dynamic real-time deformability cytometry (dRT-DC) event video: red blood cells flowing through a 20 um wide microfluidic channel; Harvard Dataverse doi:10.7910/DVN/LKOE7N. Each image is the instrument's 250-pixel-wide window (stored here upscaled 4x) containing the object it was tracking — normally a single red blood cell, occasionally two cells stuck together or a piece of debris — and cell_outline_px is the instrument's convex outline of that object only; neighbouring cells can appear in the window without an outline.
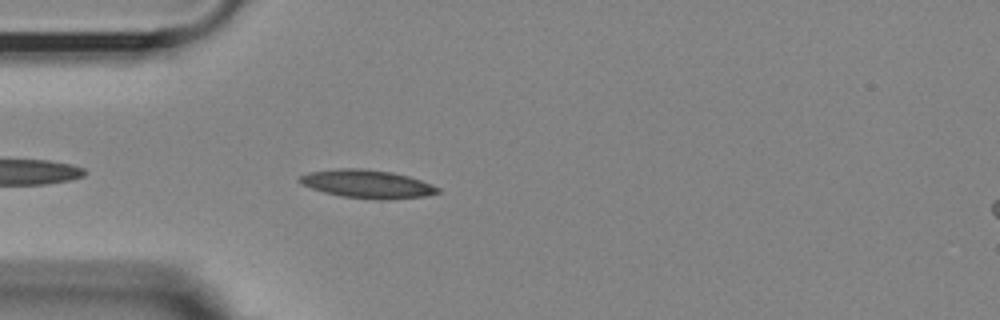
{"species": "Egyptian fruit bat (a non-hibernating species)", "species_latin": "Rousettus aegyptiacus", "temperature_condition": "room temperature", "stored_images_in_passage": 28, "camera_frame_rate_fps": 3000, "um_per_image_px": 0.085, "animal": {"sex": "female"}, "frame": {"image": 1, "passage_image": 4, "time_ms": 1.0, "image_size_px": [1000, 320], "cell_outline_px": [[440, 192], [424, 196], [380, 200], [376, 200], [340, 196], [324, 192], [312, 188], [296, 180], [300, 176], [308, 172], [340, 168], [364, 168], [392, 172], [408, 176], [432, 184], [440, 188]], "centroid_in_image_um": [31.21, 15.63], "position_along_channel_um": 53.8, "area_um2": 22.72}}
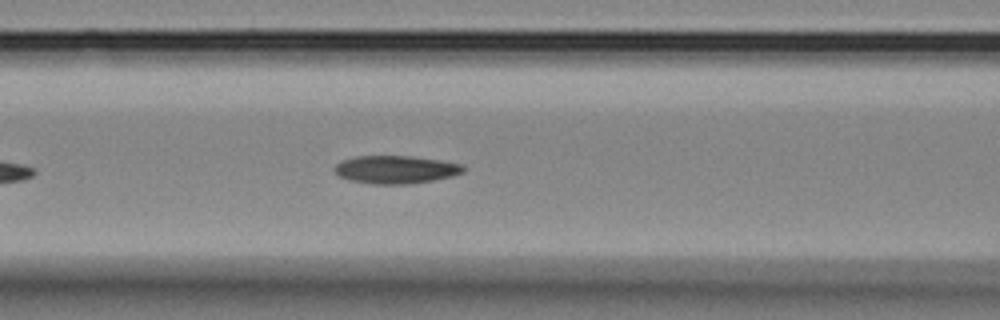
{"frame": {"image": 2, "passage_image": 11, "time_ms": 3.333, "image_size_px": [1000, 320], "cell_outline_px": [[464, 172], [452, 176], [432, 180], [408, 184], [372, 184], [348, 180], [340, 176], [332, 168], [336, 164], [344, 160], [356, 156], [412, 156], [460, 164], [464, 168]], "centroid_in_image_um": [33.59, 14.42], "position_along_channel_um": 133.0, "area_um2": 20.75}}
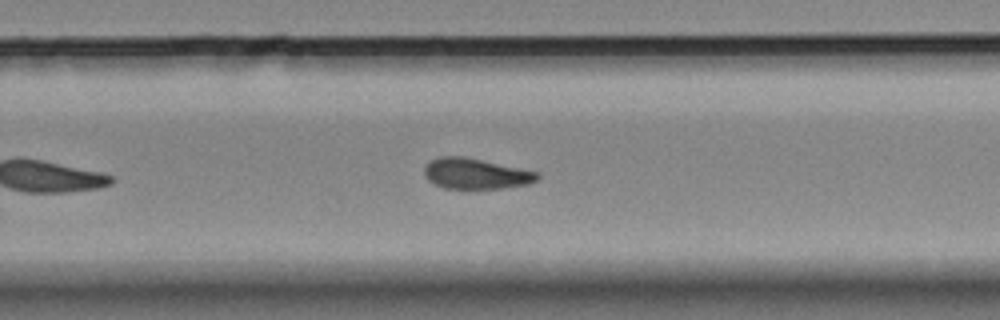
{"frame": {"image": 3, "passage_image": 24, "time_ms": 7.667, "image_size_px": [1000, 320], "cell_outline_px": [[540, 176], [536, 180], [528, 184], [500, 188], [444, 188], [428, 180], [424, 176], [424, 168], [432, 160], [440, 156], [464, 156], [540, 172]], "centroid_in_image_um": [40.45, 14.75], "position_along_channel_um": 289.3, "area_um2": 20.06}}